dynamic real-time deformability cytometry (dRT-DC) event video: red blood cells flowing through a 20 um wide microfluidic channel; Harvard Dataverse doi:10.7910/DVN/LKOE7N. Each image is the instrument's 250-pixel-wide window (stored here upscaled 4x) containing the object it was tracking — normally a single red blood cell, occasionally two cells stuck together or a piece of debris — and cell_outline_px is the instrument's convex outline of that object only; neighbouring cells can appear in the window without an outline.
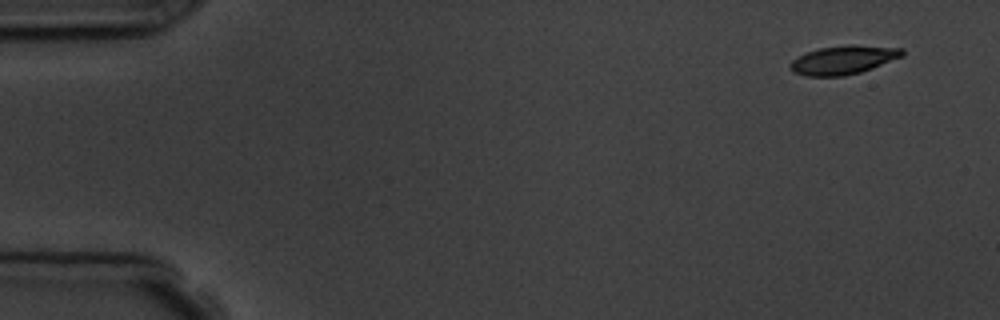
{"species": "common noctule bat (a hibernating species)", "species_latin": "Nyctalus noctula", "temperature_condition": "room temperature", "stored_images_in_passage": 6, "camera_frame_rate_fps": 3000, "um_per_image_px": 0.085, "animal": {"sex": "male", "body_mass_g": 19.5, "forearm_length_mm": 54.6}, "frame": {"image": 1, "passage_image": 1, "time_ms": 0.0, "image_size_px": [1000, 320], "cell_outline_px": [[904, 56], [872, 68], [860, 72], [844, 76], [804, 76], [792, 72], [788, 64], [792, 60], [808, 52], [820, 48], [904, 48]], "centroid_in_image_um": [71.61, 5.17], "position_along_channel_um": 13.4, "area_um2": 17.57}}
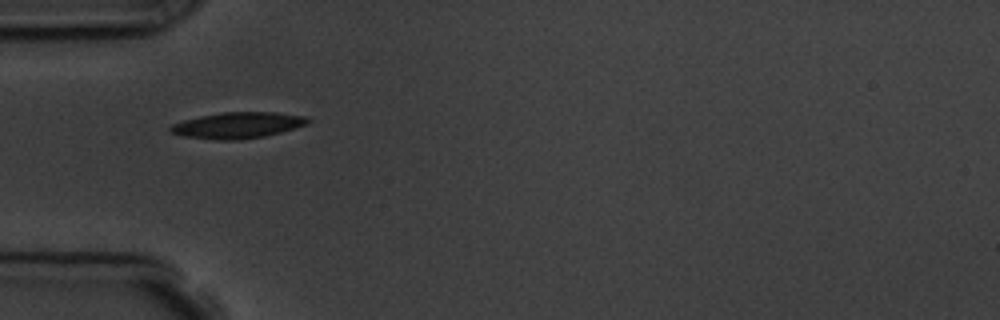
{"frame": {"image": 2, "passage_image": 5, "time_ms": 4.667, "image_size_px": [1000, 320], "cell_outline_px": [[312, 120], [308, 124], [296, 128], [264, 136], [236, 140], [220, 140], [184, 136], [168, 132], [168, 128], [172, 124], [184, 120], [200, 116], [220, 112], [276, 112], [308, 116]], "centroid_in_image_um": [20.23, 10.63], "position_along_channel_um": 64.8, "area_um2": 21.04}}